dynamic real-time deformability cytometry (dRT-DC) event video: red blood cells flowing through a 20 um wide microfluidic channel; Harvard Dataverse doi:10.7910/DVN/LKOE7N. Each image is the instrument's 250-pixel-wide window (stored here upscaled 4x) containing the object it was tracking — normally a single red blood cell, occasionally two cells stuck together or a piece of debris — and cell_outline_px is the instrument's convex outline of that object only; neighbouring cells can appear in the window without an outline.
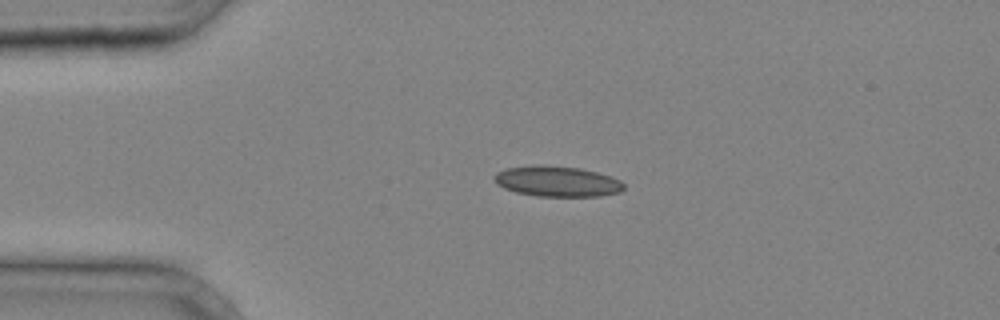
{"species": "common noctule bat (a hibernating species)", "species_latin": "Nyctalus noctula", "temperature_condition": "cold", "stored_images_in_passage": 30, "camera_frame_rate_fps": 3000, "um_per_image_px": 0.085, "animal": {"sex": "male", "body_mass_g": 20.4}, "frame": {"image": 1, "passage_image": 1, "time_ms": 0.0, "image_size_px": [1000, 320], "cell_outline_px": [[624, 188], [620, 192], [600, 196], [536, 196], [516, 192], [504, 188], [496, 184], [492, 176], [496, 172], [508, 168], [536, 164], [540, 164], [580, 168], [596, 172], [620, 180], [624, 184]], "centroid_in_image_um": [47.32, 15.41], "position_along_channel_um": 37.7, "area_um2": 23.12}}
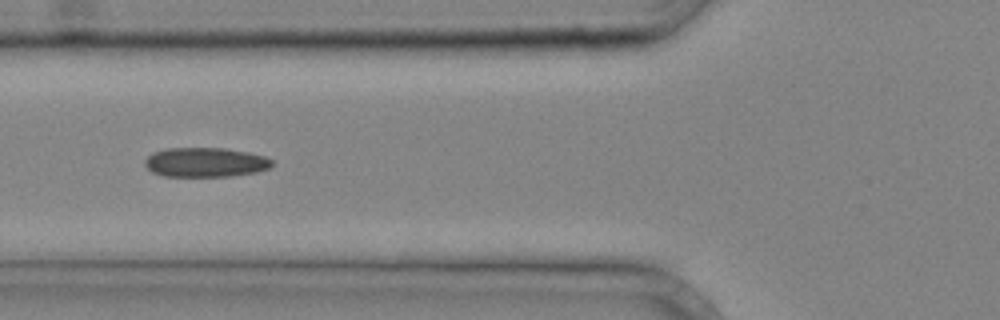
{"frame": {"image": 2, "passage_image": 7, "time_ms": 2.0, "image_size_px": [1000, 320], "cell_outline_px": [[272, 164], [268, 168], [256, 172], [228, 176], [164, 176], [152, 172], [144, 164], [144, 160], [152, 152], [164, 148], [224, 148], [248, 152], [264, 156], [272, 160]], "centroid_in_image_um": [17.42, 13.78], "position_along_channel_um": 108.4, "area_um2": 21.79}}
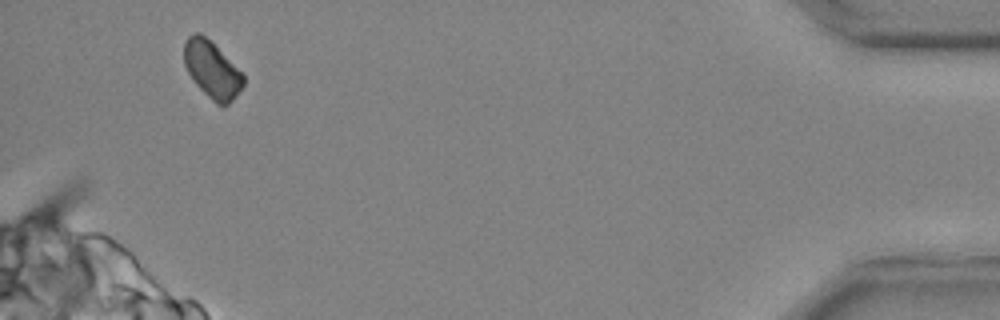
{"frame": {"image": 3, "passage_image": 29, "time_ms": 9.333, "image_size_px": [1000, 320], "cell_outline_px": [[244, 84], [232, 100], [228, 104], [216, 104], [196, 84], [188, 72], [184, 64], [184, 40], [188, 36], [196, 32], [200, 32], [244, 72]], "centroid_in_image_um": [18.02, 5.89], "position_along_channel_um": 417.2, "area_um2": 19.48}}